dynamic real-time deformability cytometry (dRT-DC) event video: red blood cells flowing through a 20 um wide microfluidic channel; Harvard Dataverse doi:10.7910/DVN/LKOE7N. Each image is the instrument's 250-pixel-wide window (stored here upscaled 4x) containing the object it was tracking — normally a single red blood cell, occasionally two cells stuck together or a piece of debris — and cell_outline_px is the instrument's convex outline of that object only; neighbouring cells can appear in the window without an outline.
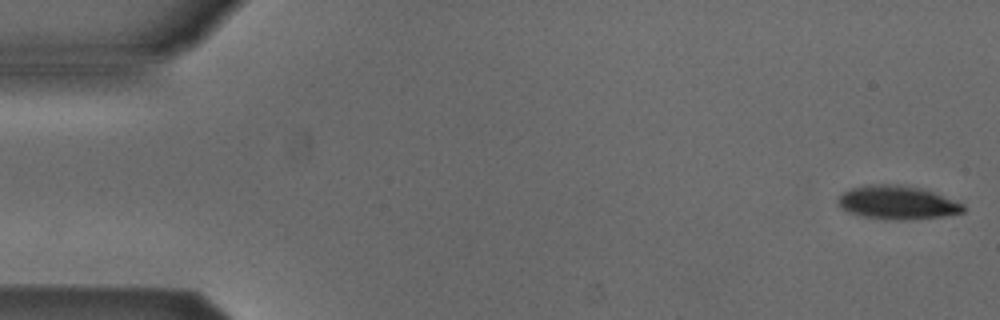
{"species": "Egyptian fruit bat (a non-hibernating species)", "species_latin": "Rousettus aegyptiacus", "temperature_condition": "cold", "stored_images_in_passage": 51, "camera_frame_rate_fps": 3000, "um_per_image_px": 0.085, "animal": {"sex": "male"}, "frame": {"image": 1, "passage_image": 1, "time_ms": 0.0, "image_size_px": [1000, 320], "cell_outline_px": [[964, 212], [944, 216], [908, 220], [896, 220], [864, 216], [840, 208], [836, 200], [844, 192], [852, 188], [864, 184], [904, 184], [920, 188], [932, 192], [964, 204]], "centroid_in_image_um": [76.27, 17.2], "position_along_channel_um": 8.7, "area_um2": 24.39}}
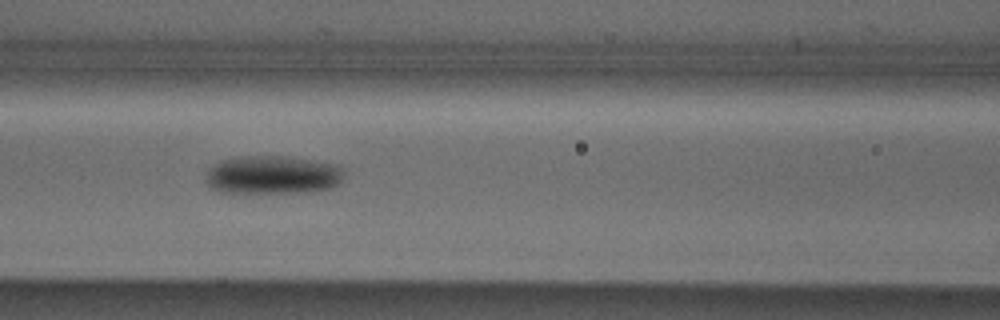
{"frame": {"image": 2, "passage_image": 22, "time_ms": 7.0, "image_size_px": [1000, 320], "cell_outline_px": [[344, 176], [340, 184], [332, 188], [308, 192], [220, 192], [212, 188], [204, 180], [208, 168], [224, 160], [240, 156], [280, 156], [340, 164], [344, 172]], "centroid_in_image_um": [23.21, 14.87], "position_along_channel_um": 143.4, "area_um2": 31.04}}
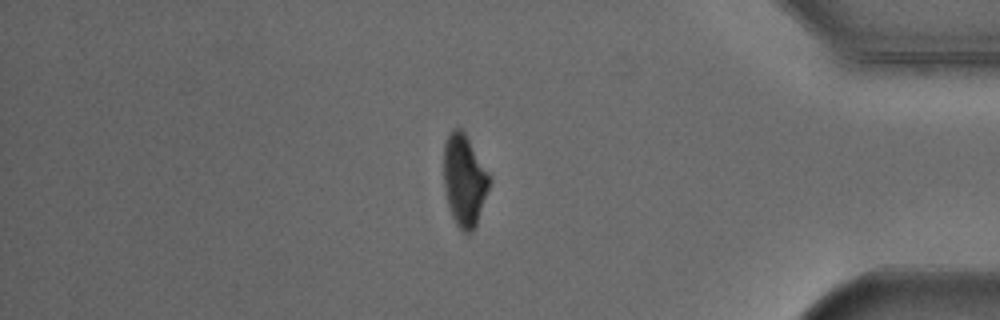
{"frame": {"image": 3, "passage_image": 44, "time_ms": 14.333, "image_size_px": [1000, 320], "cell_outline_px": [[488, 188], [476, 224], [472, 232], [468, 236], [456, 224], [452, 216], [448, 204], [444, 184], [444, 144], [452, 128], [460, 128], [464, 132], [488, 172]], "centroid_in_image_um": [39.44, 15.33], "position_along_channel_um": 395.8, "area_um2": 23.81}}